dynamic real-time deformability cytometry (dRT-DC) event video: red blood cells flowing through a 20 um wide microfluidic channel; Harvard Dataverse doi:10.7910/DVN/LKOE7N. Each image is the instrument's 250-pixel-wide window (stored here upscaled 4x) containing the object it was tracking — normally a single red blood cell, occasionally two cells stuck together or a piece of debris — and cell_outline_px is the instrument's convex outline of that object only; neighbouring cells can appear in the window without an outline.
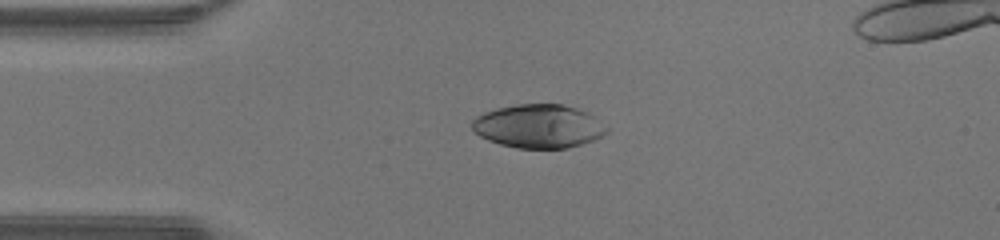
{"species": "human", "species_latin": "Homo sapiens", "temperature_condition": "warm", "stored_images_in_passage": 37, "camera_frame_rate_fps": 3000, "um_per_image_px": 0.085, "donor": {"sex": "male"}, "frame": {"image": 1, "passage_image": 1, "time_ms": 0.0, "image_size_px": [1000, 240], "cell_outline_px": [[608, 132], [592, 140], [568, 148], [516, 148], [500, 144], [488, 140], [472, 132], [472, 120], [476, 116], [484, 112], [496, 108], [516, 104], [564, 104], [588, 112], [608, 128]], "centroid_in_image_um": [45.74, 10.72], "position_along_channel_um": 39.3, "area_um2": 34.22}}
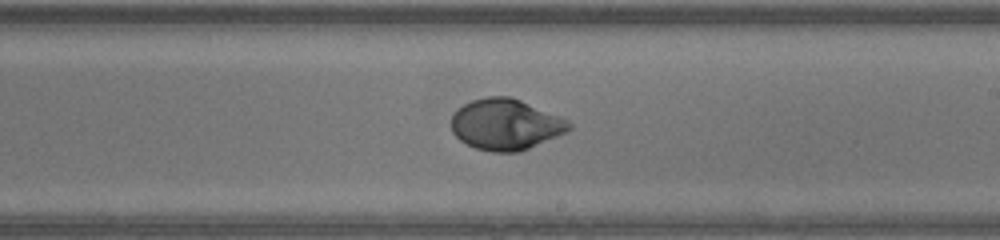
{"frame": {"image": 2, "passage_image": 17, "time_ms": 5.333, "image_size_px": [1000, 240], "cell_outline_px": [[572, 128], [568, 132], [520, 152], [492, 152], [476, 148], [460, 140], [452, 132], [452, 116], [464, 104], [472, 100], [488, 96], [512, 96], [560, 116], [568, 120], [572, 124]], "centroid_in_image_um": [43.02, 10.58], "position_along_channel_um": 246.0, "area_um2": 35.08}}
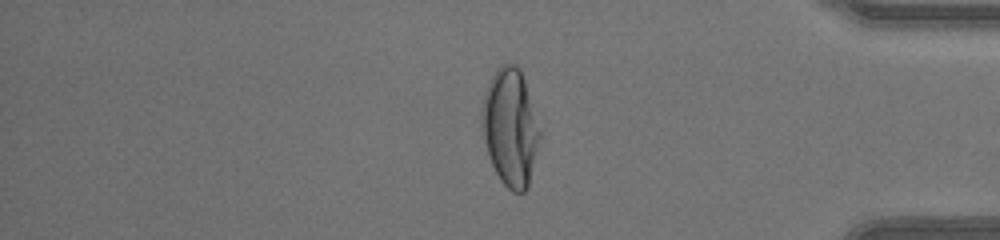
{"frame": {"image": 3, "passage_image": 29, "time_ms": 9.333, "image_size_px": [1000, 240], "cell_outline_px": [[540, 136], [528, 188], [524, 192], [512, 192], [500, 180], [488, 156], [480, 128], [480, 112], [484, 92], [496, 68], [500, 64], [508, 60], [516, 64], [520, 68], [524, 80], [540, 132]], "centroid_in_image_um": [43.33, 10.79], "position_along_channel_um": 391.9, "area_um2": 39.82}}